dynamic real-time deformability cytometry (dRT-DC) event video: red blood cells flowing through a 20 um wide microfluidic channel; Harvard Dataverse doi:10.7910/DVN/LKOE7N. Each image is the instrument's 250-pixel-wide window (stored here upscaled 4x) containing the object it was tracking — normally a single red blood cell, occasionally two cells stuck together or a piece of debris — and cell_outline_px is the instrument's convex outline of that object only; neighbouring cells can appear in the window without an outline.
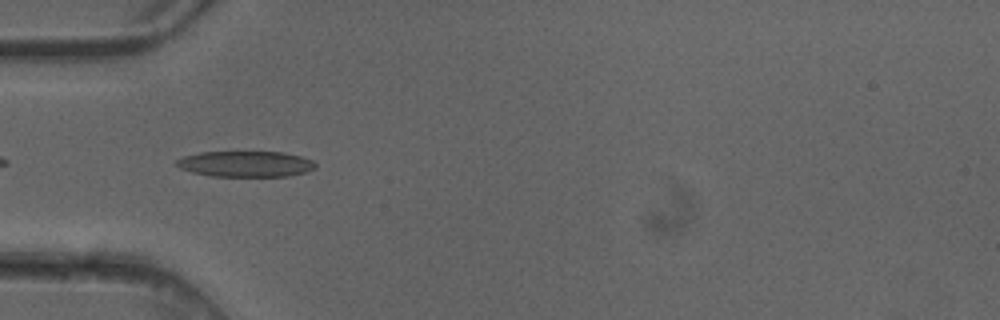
{"species": "common noctule bat (a hibernating species)", "species_latin": "Nyctalus noctula", "temperature_condition": "cold", "stored_images_in_passage": 6, "camera_frame_rate_fps": 3000, "um_per_image_px": 0.085, "animal": {"sex": "female"}, "frame": {"image": 1, "passage_image": 5, "time_ms": 1.333, "image_size_px": [1000, 320], "cell_outline_px": [[316, 168], [304, 172], [288, 176], [212, 176], [192, 172], [180, 168], [176, 164], [176, 160], [184, 156], [200, 152], [284, 152], [300, 156], [312, 160], [316, 164]], "centroid_in_image_um": [20.88, 13.93], "position_along_channel_um": 64.1, "area_um2": 20.81}}
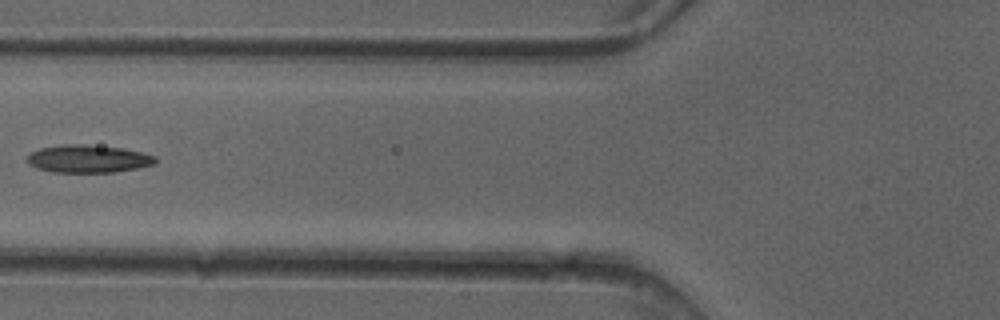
{"frame": {"image": 2, "passage_image": 6, "time_ms": 1.667, "image_size_px": [1000, 320], "cell_outline_px": [[156, 164], [136, 168], [112, 172], [52, 172], [36, 168], [28, 164], [28, 156], [32, 152], [40, 148], [64, 144], [80, 144], [124, 148], [156, 156]], "centroid_in_image_um": [7.49, 13.5], "position_along_channel_um": 118.3, "area_um2": 20.63}}